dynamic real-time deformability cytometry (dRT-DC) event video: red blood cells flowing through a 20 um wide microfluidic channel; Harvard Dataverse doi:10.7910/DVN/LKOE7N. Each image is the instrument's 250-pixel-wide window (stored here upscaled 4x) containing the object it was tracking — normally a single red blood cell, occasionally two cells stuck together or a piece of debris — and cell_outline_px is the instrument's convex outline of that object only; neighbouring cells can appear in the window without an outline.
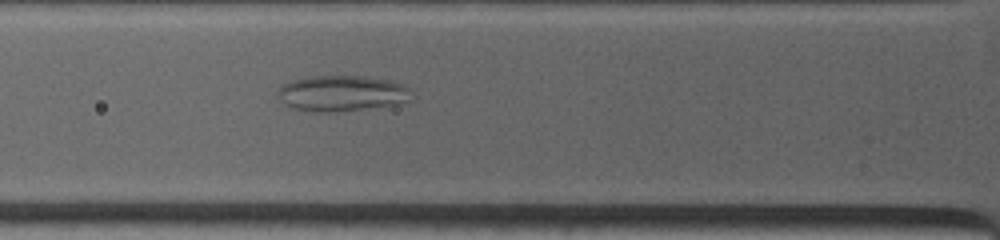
{"species": "common noctule bat (a hibernating species)", "species_latin": "Nyctalus noctula", "temperature_condition": "warm", "stored_images_in_passage": 22, "camera_frame_rate_fps": 4500, "um_per_image_px": 0.085, "animal": {"sex": "female", "body_mass_g": 19.0, "forearm_length_mm": 53.3}, "frame": {"image": 1, "passage_image": 8, "time_ms": 3.111, "image_size_px": [1000, 240], "cell_outline_px": [[408, 100], [396, 104], [328, 112], [320, 112], [292, 108], [284, 104], [276, 96], [276, 92], [280, 84], [292, 80], [312, 76], [364, 76], [392, 80], [404, 84], [408, 88]], "centroid_in_image_um": [28.96, 7.91], "position_along_channel_um": 96.8, "area_um2": 27.69}}
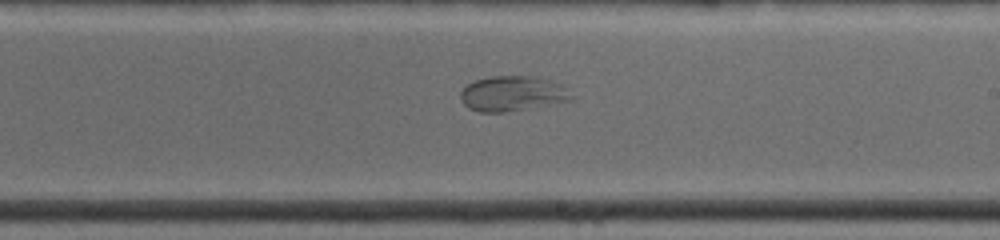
{"frame": {"image": 2, "passage_image": 16, "time_ms": 6.889, "image_size_px": [1000, 240], "cell_outline_px": [[572, 96], [568, 100], [504, 112], [480, 112], [468, 108], [460, 100], [460, 92], [472, 80], [488, 76], [532, 76], [548, 80], [560, 84], [568, 88]], "centroid_in_image_um": [43.48, 7.94], "position_along_channel_um": 245.5, "area_um2": 22.43}}
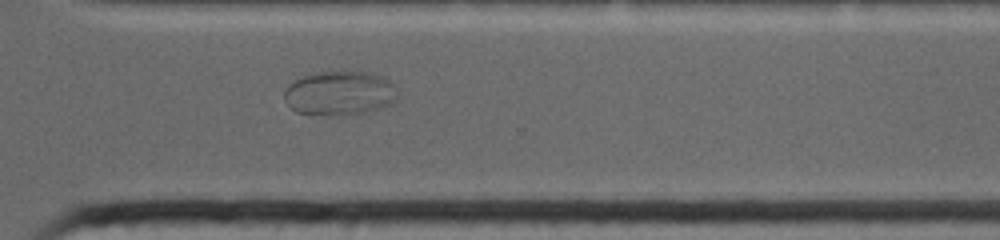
{"frame": {"image": 3, "passage_image": 22, "time_ms": 9.333, "image_size_px": [1000, 240], "cell_outline_px": [[400, 92], [396, 100], [380, 108], [344, 116], [296, 112], [284, 100], [284, 88], [288, 84], [304, 76], [316, 72], [372, 72], [384, 76]], "centroid_in_image_um": [28.88, 7.91], "position_along_channel_um": 341.7, "area_um2": 29.25}}